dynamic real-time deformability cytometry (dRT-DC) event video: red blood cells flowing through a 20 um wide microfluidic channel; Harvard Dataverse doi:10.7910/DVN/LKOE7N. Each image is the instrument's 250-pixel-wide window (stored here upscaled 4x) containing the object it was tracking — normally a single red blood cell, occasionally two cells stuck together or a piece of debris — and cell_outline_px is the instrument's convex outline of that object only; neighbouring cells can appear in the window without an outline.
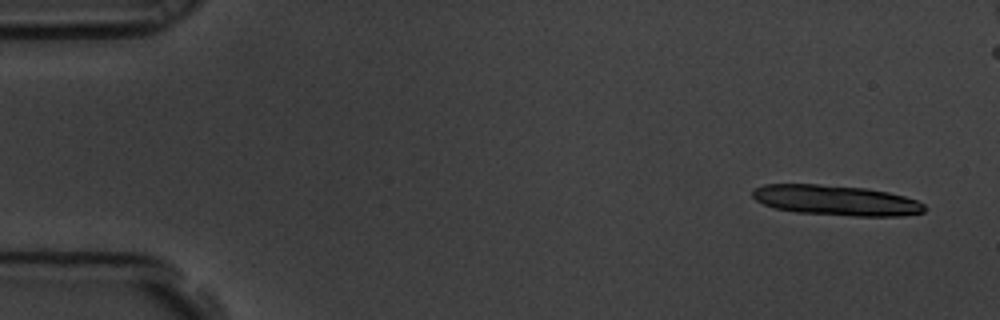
{"species": "common noctule bat (a hibernating species)", "species_latin": "Nyctalus noctula", "temperature_condition": "room temperature", "stored_images_in_passage": 5, "camera_frame_rate_fps": 3000, "um_per_image_px": 0.085, "animal": {"sex": "male", "body_mass_g": 19.5, "forearm_length_mm": 54.6}, "frame": {"image": 1, "passage_image": 1, "time_ms": 0.0, "image_size_px": [1000, 320], "cell_outline_px": [[928, 208], [924, 212], [900, 216], [852, 216], [796, 212], [776, 208], [764, 204], [756, 200], [752, 196], [752, 192], [756, 188], [764, 184], [820, 184], [868, 188], [888, 192], [904, 196], [916, 200], [924, 204]], "centroid_in_image_um": [71.1, 17.02], "position_along_channel_um": 13.9, "area_um2": 30.4}}